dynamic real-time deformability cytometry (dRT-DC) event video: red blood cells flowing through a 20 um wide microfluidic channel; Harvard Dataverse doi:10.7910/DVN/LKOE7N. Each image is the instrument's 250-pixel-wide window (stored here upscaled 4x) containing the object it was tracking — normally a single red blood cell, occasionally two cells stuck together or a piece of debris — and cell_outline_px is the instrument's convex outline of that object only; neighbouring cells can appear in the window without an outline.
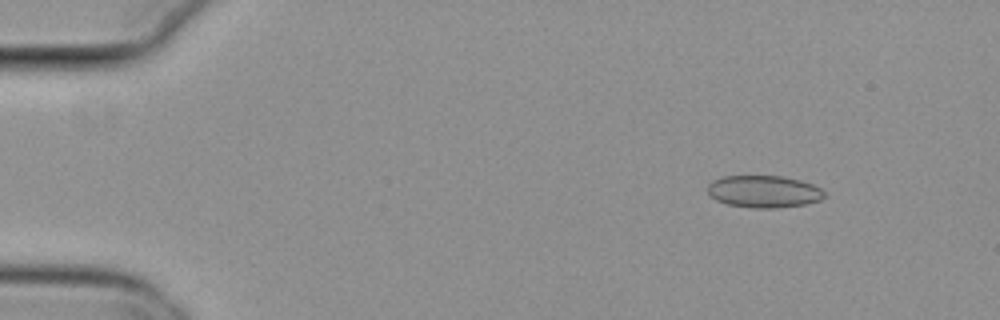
{"species": "common noctule bat (a hibernating species)", "species_latin": "Nyctalus noctula", "temperature_condition": "cold", "stored_images_in_passage": 56, "segment_of_instrument_passage": [1, 2], "camera_frame_rate_fps": 3000, "um_per_image_px": 0.085, "animal": {"sex": "female", "body_mass_g": 29.2, "forearm_length_mm": 56.3}, "frame": {"image": 1, "passage_image": 7, "time_ms": 2.0, "image_size_px": [1000, 320], "cell_outline_px": [[824, 196], [820, 200], [804, 204], [776, 208], [752, 208], [728, 204], [716, 200], [708, 192], [708, 184], [712, 180], [724, 176], [780, 176], [800, 180], [812, 184], [820, 188], [824, 192]], "centroid_in_image_um": [64.91, 16.28], "position_along_channel_um": 20.1, "area_um2": 21.73}}
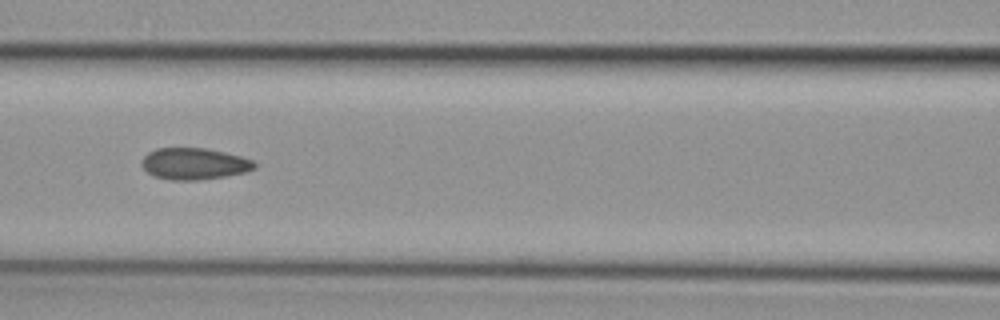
{"frame": {"image": 2, "passage_image": 25, "time_ms": 8.0, "image_size_px": [1000, 320], "cell_outline_px": [[256, 168], [244, 172], [224, 176], [196, 180], [168, 180], [152, 176], [140, 164], [140, 160], [148, 152], [156, 148], [208, 148], [240, 156], [252, 160], [256, 164]], "centroid_in_image_um": [16.46, 13.91], "position_along_channel_um": 150.1, "area_um2": 20.81}}
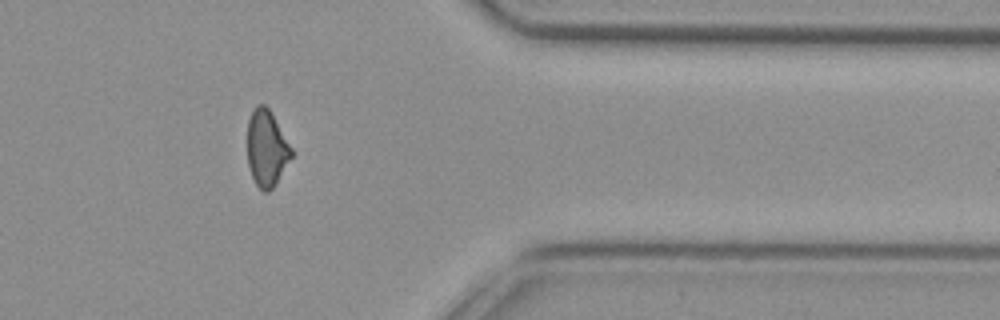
{"frame": {"image": 3, "passage_image": 45, "time_ms": 14.667, "image_size_px": [1000, 320], "cell_outline_px": [[292, 156], [276, 184], [268, 192], [264, 192], [256, 184], [252, 176], [248, 164], [248, 120], [252, 108], [256, 104], [264, 104], [268, 108], [292, 148]], "centroid_in_image_um": [22.65, 12.6], "position_along_channel_um": 388.7, "area_um2": 19.42}}